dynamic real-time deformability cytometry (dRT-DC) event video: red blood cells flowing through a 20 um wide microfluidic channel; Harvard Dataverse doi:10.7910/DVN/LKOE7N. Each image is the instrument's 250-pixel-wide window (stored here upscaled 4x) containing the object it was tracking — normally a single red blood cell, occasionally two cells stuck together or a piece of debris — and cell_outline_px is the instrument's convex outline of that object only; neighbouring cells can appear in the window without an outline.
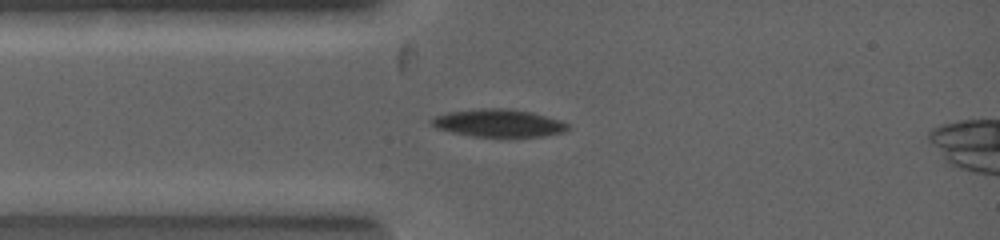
{"species": "common noctule bat (a hibernating species)", "species_latin": "Nyctalus noctula", "temperature_condition": "warm", "stored_images_in_passage": 15, "camera_frame_rate_fps": 5000, "um_per_image_px": 0.085, "animal": {"sex": "female", "body_mass_g": 19.0, "forearm_length_mm": 53.3}, "frame": {"image": 1, "passage_image": 1, "time_ms": 0.0, "image_size_px": [1000, 240], "cell_outline_px": [[572, 128], [564, 132], [544, 136], [512, 140], [472, 136], [452, 132], [436, 128], [428, 124], [428, 120], [432, 116], [448, 112], [480, 108], [508, 108], [532, 112], [560, 120], [568, 124]], "centroid_in_image_um": [42.38, 10.5], "position_along_channel_um": 42.6, "area_um2": 23.24}}
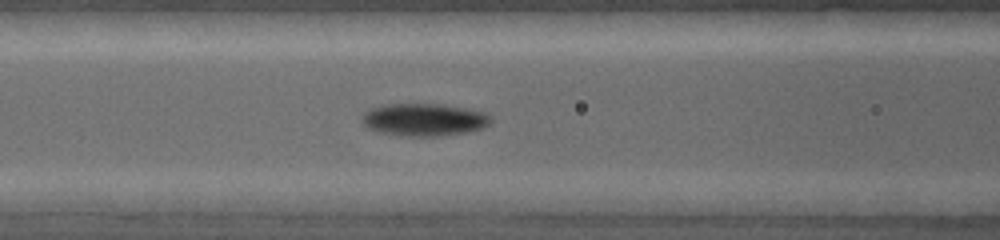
{"frame": {"image": 2, "passage_image": 6, "time_ms": 1.4, "image_size_px": [1000, 240], "cell_outline_px": [[492, 120], [484, 128], [468, 132], [440, 136], [404, 136], [380, 132], [368, 128], [364, 124], [364, 112], [372, 108], [392, 104], [432, 104], [460, 108], [484, 112], [492, 116]], "centroid_in_image_um": [36.08, 10.19], "position_along_channel_um": 130.5, "area_um2": 23.99}}
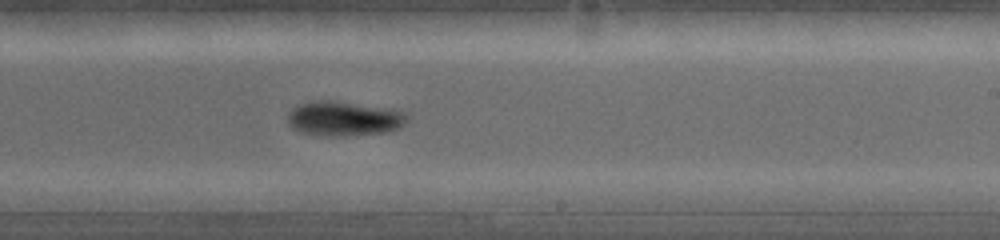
{"frame": {"image": 3, "passage_image": 15, "time_ms": 3.4, "image_size_px": [1000, 240], "cell_outline_px": [[408, 120], [400, 128], [388, 132], [344, 136], [332, 136], [300, 132], [292, 128], [288, 124], [288, 116], [296, 108], [304, 104], [320, 100], [348, 104], [400, 112]], "centroid_in_image_um": [29.2, 10.15], "position_along_channel_um": 259.8, "area_um2": 22.66}}